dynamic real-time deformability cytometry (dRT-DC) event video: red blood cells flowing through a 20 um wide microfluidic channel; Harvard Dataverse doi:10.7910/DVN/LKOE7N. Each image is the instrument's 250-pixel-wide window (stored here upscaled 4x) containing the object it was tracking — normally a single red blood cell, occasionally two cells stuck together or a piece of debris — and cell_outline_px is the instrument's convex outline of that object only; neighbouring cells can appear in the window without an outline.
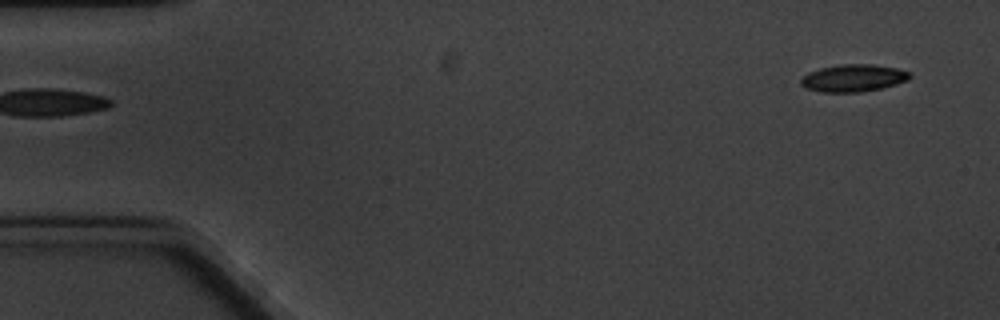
{"species": "common noctule bat (a hibernating species)", "species_latin": "Nyctalus noctula", "temperature_condition": "cold", "stored_images_in_passage": 6, "segment_of_instrument_passage": [2, 2], "camera_frame_rate_fps": 3000, "um_per_image_px": 0.085, "animal": {"sex": "male", "body_mass_g": 20.1, "forearm_length_mm": 53.5}, "frame": {"image": 1, "passage_image": 6, "time_ms": 5.667, "image_size_px": [1000, 320], "cell_outline_px": [[912, 76], [908, 80], [884, 88], [860, 92], [820, 92], [804, 88], [800, 84], [800, 80], [808, 72], [820, 68], [840, 64], [872, 64], [896, 68], [908, 72]], "centroid_in_image_um": [72.51, 6.64], "position_along_channel_um": 12.5, "area_um2": 17.46}}